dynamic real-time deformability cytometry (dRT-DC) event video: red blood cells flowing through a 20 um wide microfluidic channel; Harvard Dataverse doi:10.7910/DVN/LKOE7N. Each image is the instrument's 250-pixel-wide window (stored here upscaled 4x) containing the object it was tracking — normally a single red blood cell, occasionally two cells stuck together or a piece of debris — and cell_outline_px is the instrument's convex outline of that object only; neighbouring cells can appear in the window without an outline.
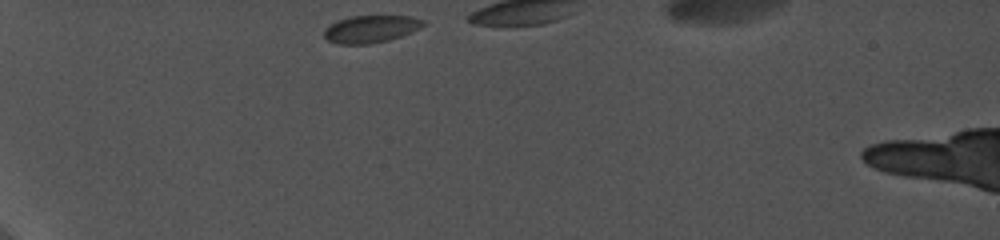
{"species": "common noctule bat (a hibernating species)", "species_latin": "Nyctalus noctula", "temperature_condition": "cold", "stored_images_in_passage": 9, "camera_frame_rate_fps": 5000, "um_per_image_px": 0.085, "animal": {"sex": "female", "body_mass_g": 19.0, "forearm_length_mm": 56.7}, "frame": {"image": 1, "passage_image": 1, "time_ms": 0.0, "image_size_px": [1000, 240], "cell_outline_px": [[428, 24], [412, 32], [388, 40], [368, 44], [340, 44], [328, 40], [324, 36], [324, 28], [328, 24], [336, 20], [352, 16], [408, 16], [424, 20]], "centroid_in_image_um": [31.51, 2.45], "position_along_channel_um": 53.5, "area_um2": 15.9}}